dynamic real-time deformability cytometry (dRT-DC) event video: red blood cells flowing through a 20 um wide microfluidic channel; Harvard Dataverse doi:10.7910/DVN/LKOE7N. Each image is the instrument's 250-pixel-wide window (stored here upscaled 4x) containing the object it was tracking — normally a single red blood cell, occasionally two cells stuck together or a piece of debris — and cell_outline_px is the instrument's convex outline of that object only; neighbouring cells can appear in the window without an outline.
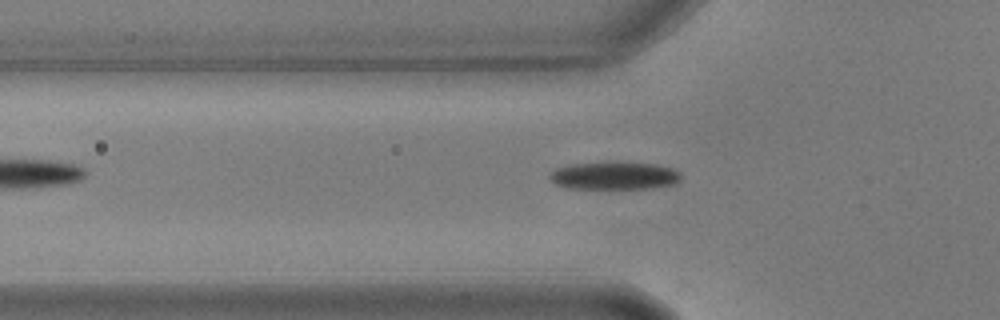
{"species": "common noctule bat (a hibernating species)", "species_latin": "Nyctalus noctula", "temperature_condition": "warm", "stored_images_in_passage": 47, "camera_frame_rate_fps": 3000, "um_per_image_px": 0.085, "animal": {"sex": "male", "body_mass_g": 17.9, "forearm_length_mm": 54.2}, "frame": {"image": 1, "passage_image": 10, "time_ms": 3.0, "image_size_px": [1000, 320], "cell_outline_px": [[680, 180], [676, 184], [648, 188], [568, 188], [556, 184], [548, 176], [556, 168], [568, 164], [656, 164], [672, 168], [680, 172]], "centroid_in_image_um": [52.23, 14.96], "position_along_channel_um": 73.6, "area_um2": 20.46}}
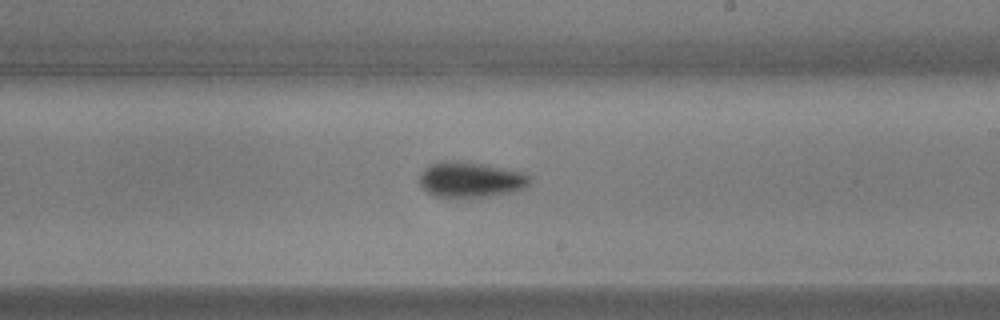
{"frame": {"image": 2, "passage_image": 25, "time_ms": 8.0, "image_size_px": [1000, 320], "cell_outline_px": [[532, 176], [528, 184], [524, 188], [508, 192], [488, 196], [436, 196], [428, 192], [420, 184], [420, 176], [432, 164], [444, 160], [480, 164], [524, 172]], "centroid_in_image_um": [40.04, 15.26], "position_along_channel_um": 249.0, "area_um2": 21.91}}
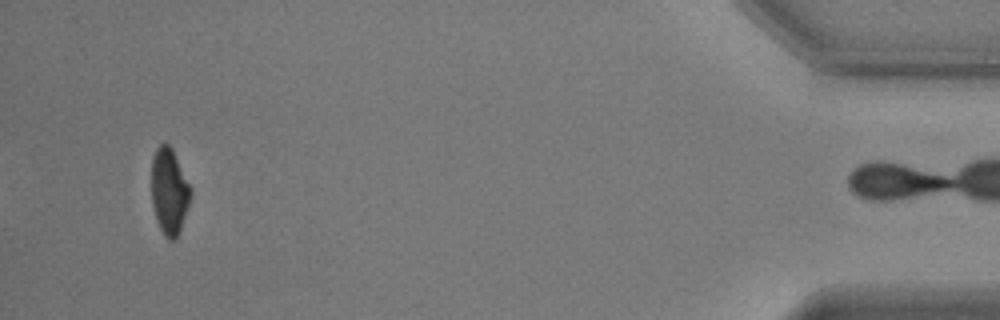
{"frame": {"image": 3, "passage_image": 46, "time_ms": 15.0, "image_size_px": [1000, 320], "cell_outline_px": [[192, 196], [180, 232], [176, 240], [168, 240], [164, 236], [156, 220], [152, 204], [152, 156], [156, 148], [160, 144], [168, 144], [172, 148], [192, 188]], "centroid_in_image_um": [14.41, 16.29], "position_along_channel_um": 420.8, "area_um2": 20.0}}